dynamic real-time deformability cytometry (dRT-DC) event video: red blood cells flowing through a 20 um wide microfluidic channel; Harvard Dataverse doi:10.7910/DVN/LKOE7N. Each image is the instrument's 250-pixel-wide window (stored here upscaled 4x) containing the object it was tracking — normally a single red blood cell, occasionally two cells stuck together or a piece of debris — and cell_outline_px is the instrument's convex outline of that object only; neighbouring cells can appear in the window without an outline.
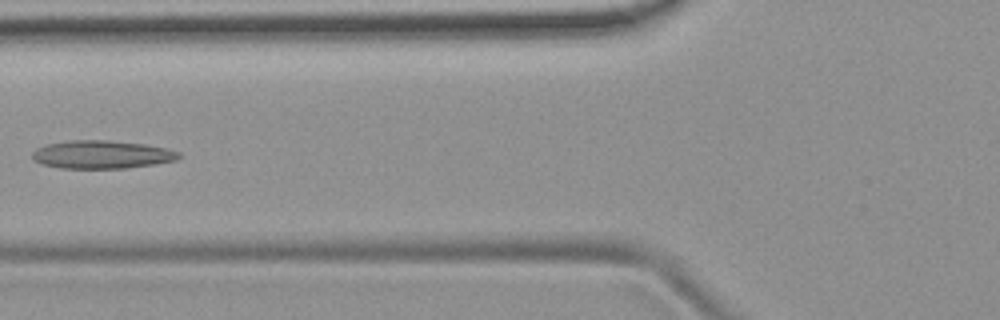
{"species": "common noctule bat (a hibernating species)", "species_latin": "Nyctalus noctula", "temperature_condition": "room temperature", "stored_images_in_passage": 6, "camera_frame_rate_fps": 3000, "um_per_image_px": 0.085, "animal": {"sex": "female", "body_mass_g": 19.9}, "frame": {"image": 1, "passage_image": 5, "time_ms": 4.667, "image_size_px": [1000, 320], "cell_outline_px": [[180, 156], [176, 160], [152, 164], [124, 168], [60, 168], [40, 164], [32, 160], [32, 152], [36, 148], [44, 144], [68, 140], [108, 140], [144, 144], [164, 148], [180, 152]], "centroid_in_image_um": [8.56, 13.13], "position_along_channel_um": 117.2, "area_um2": 24.04}}
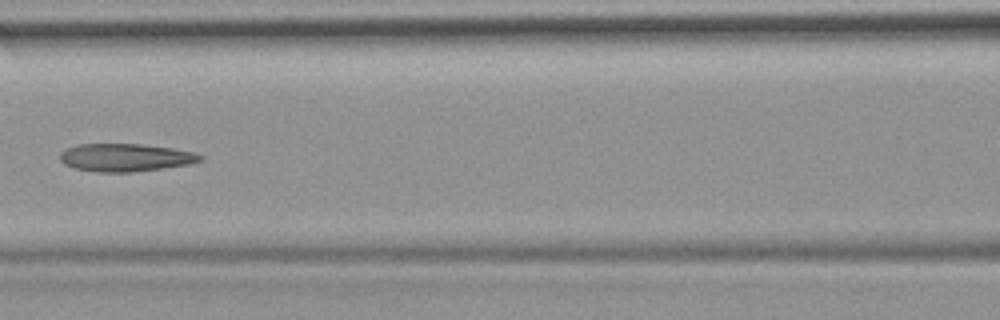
{"frame": {"image": 2, "passage_image": 6, "time_ms": 5.667, "image_size_px": [1000, 320], "cell_outline_px": [[204, 160], [188, 164], [164, 168], [132, 172], [96, 172], [76, 168], [64, 164], [60, 160], [60, 152], [76, 144], [140, 144], [172, 148], [192, 152], [204, 156]], "centroid_in_image_um": [10.66, 13.39], "position_along_channel_um": 155.9, "area_um2": 22.72}}